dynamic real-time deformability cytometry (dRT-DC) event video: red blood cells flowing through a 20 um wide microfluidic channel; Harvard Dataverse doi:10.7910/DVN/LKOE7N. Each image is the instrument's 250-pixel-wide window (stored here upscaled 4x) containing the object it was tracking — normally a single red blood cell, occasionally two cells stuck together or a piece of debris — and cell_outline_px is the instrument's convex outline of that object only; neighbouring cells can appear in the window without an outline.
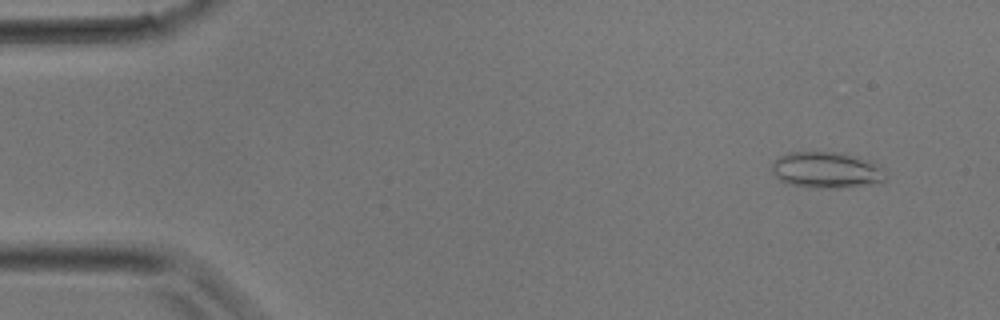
{"species": "common noctule bat (a hibernating species)", "species_latin": "Nyctalus noctula", "temperature_condition": "room temperature", "stored_images_in_passage": 32, "camera_frame_rate_fps": 3000, "um_per_image_px": 0.085, "animal": {"sex": "male", "body_mass_g": 17.9}, "frame": {"image": 1, "passage_image": 3, "time_ms": 0.667, "image_size_px": [1000, 320], "cell_outline_px": [[888, 180], [880, 184], [848, 188], [812, 188], [788, 184], [780, 180], [772, 172], [772, 164], [780, 156], [792, 152], [844, 152], [868, 160], [884, 168], [888, 172]], "centroid_in_image_um": [70.37, 14.48], "position_along_channel_um": 14.6, "area_um2": 24.74}}
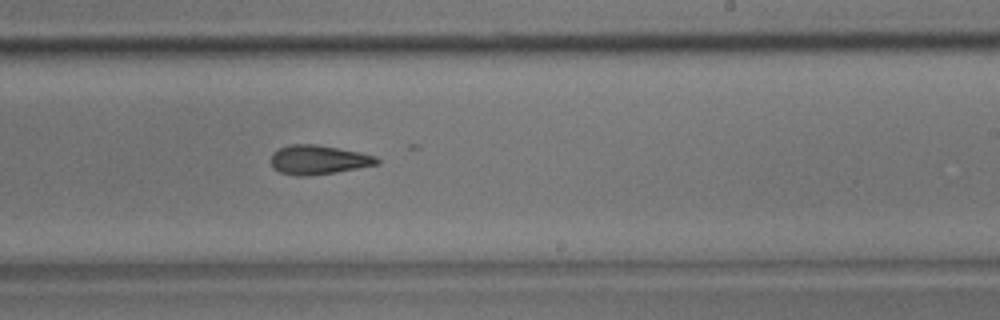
{"frame": {"image": 2, "passage_image": 21, "time_ms": 6.667, "image_size_px": [1000, 320], "cell_outline_px": [[380, 164], [336, 172], [304, 176], [296, 176], [280, 172], [272, 168], [272, 152], [280, 148], [292, 144], [316, 144], [360, 152], [376, 156], [380, 160]], "centroid_in_image_um": [27.08, 13.58], "position_along_channel_um": 261.9, "area_um2": 18.03}}
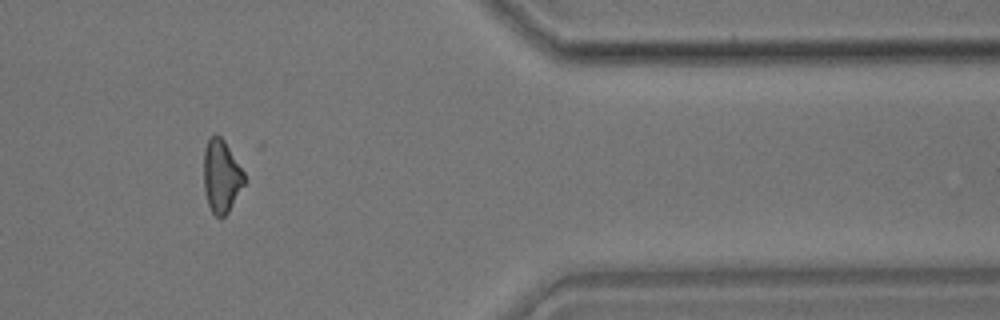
{"frame": {"image": 3, "passage_image": 29, "time_ms": 9.333, "image_size_px": [1000, 320], "cell_outline_px": [[244, 184], [228, 212], [220, 220], [212, 212], [208, 204], [204, 192], [204, 148], [208, 140], [212, 136], [220, 136], [224, 140], [244, 172]], "centroid_in_image_um": [18.8, 15.0], "position_along_channel_um": 392.6, "area_um2": 17.05}}